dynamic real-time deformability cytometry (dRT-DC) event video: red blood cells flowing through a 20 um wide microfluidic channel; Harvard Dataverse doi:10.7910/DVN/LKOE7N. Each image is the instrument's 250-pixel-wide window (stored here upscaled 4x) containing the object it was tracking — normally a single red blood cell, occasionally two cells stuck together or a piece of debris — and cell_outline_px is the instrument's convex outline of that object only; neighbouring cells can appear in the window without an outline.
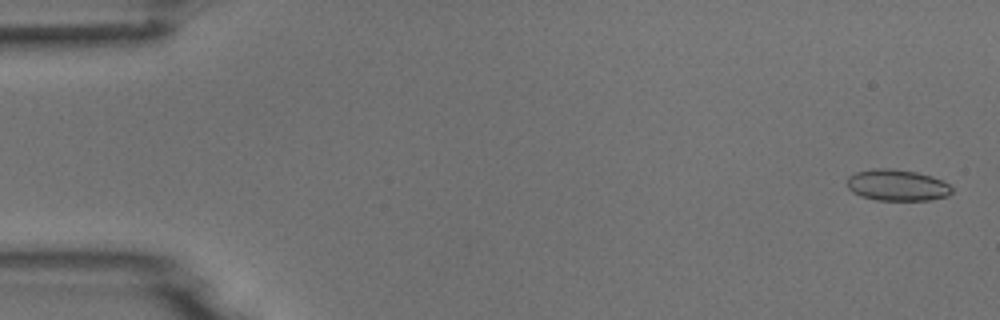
{"species": "common noctule bat (a hibernating species)", "species_latin": "Nyctalus noctula", "temperature_condition": "room temperature", "stored_images_in_passage": 4, "camera_frame_rate_fps": 3000, "um_per_image_px": 0.085, "animal": {"sex": "male", "body_mass_g": 18.8}, "frame": {"image": 1, "passage_image": 1, "time_ms": 0.0, "image_size_px": [1000, 320], "cell_outline_px": [[952, 192], [948, 196], [928, 200], [876, 200], [860, 196], [852, 192], [848, 188], [848, 176], [856, 172], [876, 168], [888, 168], [916, 172], [932, 176], [948, 184], [952, 188]], "centroid_in_image_um": [76.24, 15.74], "position_along_channel_um": 8.8, "area_um2": 19.07}}
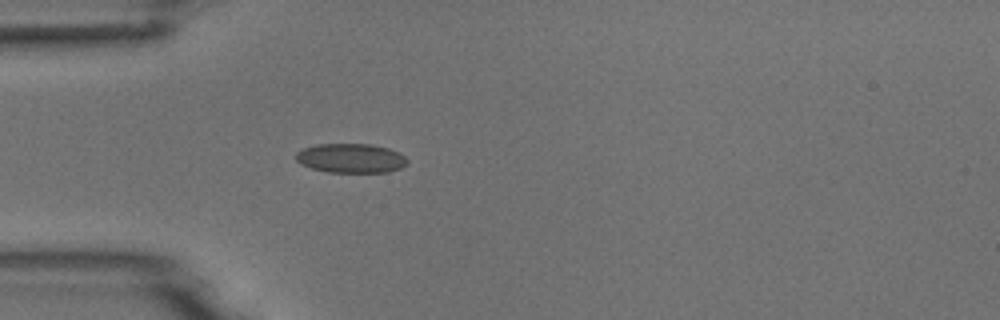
{"frame": {"image": 2, "passage_image": 4, "time_ms": 4.667, "image_size_px": [1000, 320], "cell_outline_px": [[408, 164], [400, 168], [388, 172], [328, 172], [312, 168], [300, 164], [296, 160], [296, 152], [304, 148], [316, 144], [372, 144], [388, 148], [404, 156], [408, 160]], "centroid_in_image_um": [29.82, 13.45], "position_along_channel_um": 55.2, "area_um2": 19.02}}